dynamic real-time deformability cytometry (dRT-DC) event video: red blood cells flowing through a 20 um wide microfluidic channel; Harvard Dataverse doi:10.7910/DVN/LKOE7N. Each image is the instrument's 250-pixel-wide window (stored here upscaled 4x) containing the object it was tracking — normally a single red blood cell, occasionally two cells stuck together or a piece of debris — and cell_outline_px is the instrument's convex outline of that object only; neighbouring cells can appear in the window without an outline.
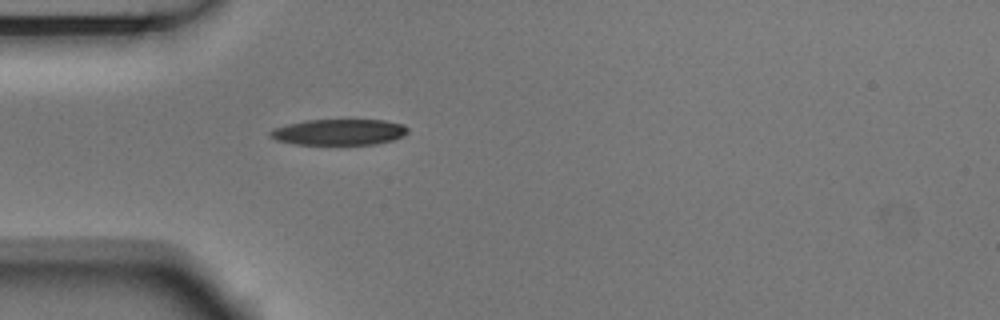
{"species": "Egyptian fruit bat (a non-hibernating species)", "species_latin": "Rousettus aegyptiacus", "temperature_condition": "room temperature", "stored_images_in_passage": 1, "camera_frame_rate_fps": 3000, "um_per_image_px": 0.085, "animal": {"sex": "male"}, "frame": {"image": 1, "passage_image": 1, "time_ms": 0.0, "image_size_px": [1000, 320], "cell_outline_px": [[408, 132], [404, 136], [392, 140], [376, 144], [296, 144], [276, 140], [268, 136], [268, 132], [276, 128], [288, 124], [304, 120], [384, 120], [404, 124], [408, 128]], "centroid_in_image_um": [28.83, 11.22], "position_along_channel_um": 56.2, "area_um2": 20.81}}